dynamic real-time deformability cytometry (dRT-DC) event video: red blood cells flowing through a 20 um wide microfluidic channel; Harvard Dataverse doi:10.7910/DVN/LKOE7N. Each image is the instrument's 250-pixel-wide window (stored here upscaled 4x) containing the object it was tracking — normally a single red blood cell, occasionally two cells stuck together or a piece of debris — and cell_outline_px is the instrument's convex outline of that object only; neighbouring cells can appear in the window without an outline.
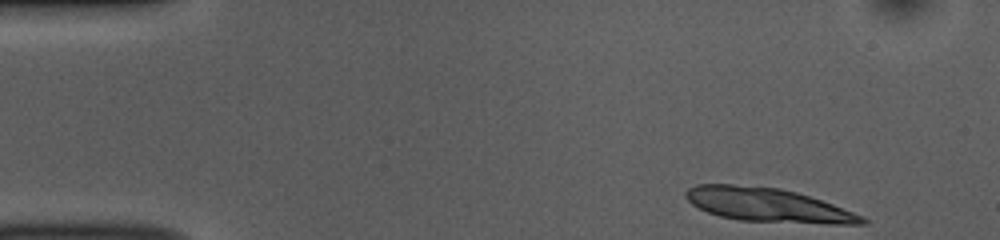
{"species": "common noctule bat (a hibernating species)", "species_latin": "Nyctalus noctula", "temperature_condition": "room temperature", "stored_images_in_passage": 48, "camera_frame_rate_fps": 3000, "um_per_image_px": 0.085, "animal": {"sex": "female", "body_mass_g": 10.0, "forearm_length_mm": 53.1}, "frame": {"image": 1, "passage_image": 1, "time_ms": 0.0, "image_size_px": [1000, 240], "cell_outline_px": [[868, 224], [828, 224], [740, 220], [720, 216], [708, 212], [692, 204], [684, 196], [684, 192], [688, 188], [696, 184], [732, 184], [780, 188], [796, 192], [832, 204], [864, 216], [868, 220]], "centroid_in_image_um": [65.26, 17.43], "position_along_channel_um": 19.7, "area_um2": 34.62}}
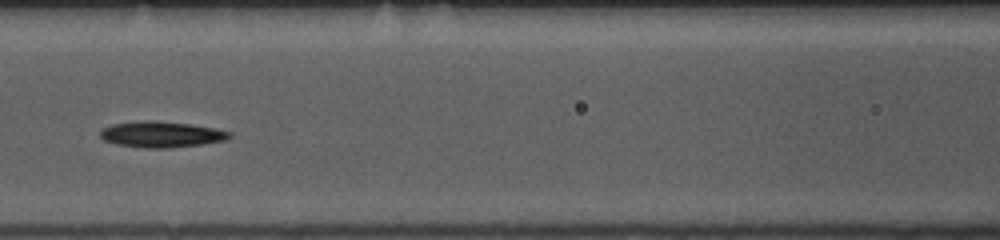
{"frame": {"image": 2, "passage_image": 19, "time_ms": 6.0, "image_size_px": [1000, 240], "cell_outline_px": [[232, 136], [224, 140], [200, 144], [168, 148], [144, 148], [116, 144], [104, 140], [100, 136], [100, 128], [112, 124], [144, 120], [156, 120], [188, 124], [216, 128], [232, 132]], "centroid_in_image_um": [13.68, 11.41], "position_along_channel_um": 152.9, "area_um2": 19.59}}
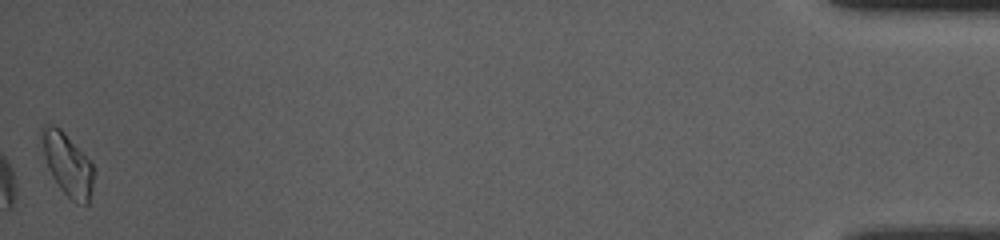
{"frame": {"image": 3, "passage_image": 48, "time_ms": 15.667, "image_size_px": [1000, 240], "cell_outline_px": [[96, 172], [88, 204], [76, 204], [60, 188], [52, 176], [48, 168], [44, 156], [44, 128], [48, 124], [52, 124], [60, 128], [64, 132], [92, 164]], "centroid_in_image_um": [5.8, 14.04], "position_along_channel_um": 429.4, "area_um2": 18.32}, "authors_computed_cell_mechanics": {"area_um2": 18.9295, "velocity_mm_per_s": 3.8295, "shape_relaxation_time_tau1_ms": 2.8627, "shape_relaxation_time_tau2_ms": null, "deformation_change_tau1": 0.1145, "deformation_change_tau2": null}}